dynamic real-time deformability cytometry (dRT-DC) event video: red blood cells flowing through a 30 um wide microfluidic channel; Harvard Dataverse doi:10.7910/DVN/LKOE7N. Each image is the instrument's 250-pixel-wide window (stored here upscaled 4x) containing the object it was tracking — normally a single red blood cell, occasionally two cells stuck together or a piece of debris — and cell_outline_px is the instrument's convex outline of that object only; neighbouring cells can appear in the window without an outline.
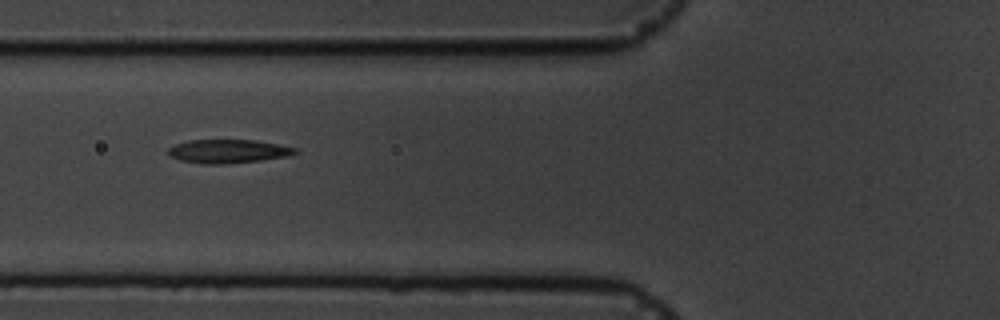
{"species": "common noctule bat (a hibernating species)", "species_latin": "Nyctalus noctula", "temperature_condition": "cold", "stored_images_in_passage": 7, "camera_frame_rate_fps": 3000, "um_per_image_px": 0.085, "animal": {"sex": "male", "body_mass_g": 19.5, "forearm_length_mm": 54.6}, "frame": {"image": 1, "passage_image": 6, "time_ms": 6.667, "image_size_px": [1000, 320], "cell_outline_px": [[300, 152], [288, 156], [260, 160], [224, 164], [204, 164], [180, 160], [168, 156], [168, 148], [176, 144], [188, 140], [256, 140], [280, 144], [296, 148]], "centroid_in_image_um": [19.4, 12.85], "position_along_channel_um": 106.4, "area_um2": 17.57}}
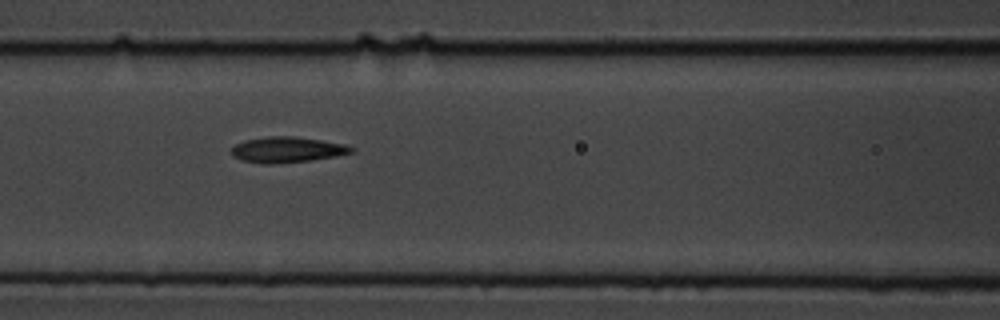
{"frame": {"image": 2, "passage_image": 7, "time_ms": 7.667, "image_size_px": [1000, 320], "cell_outline_px": [[356, 152], [336, 156], [312, 160], [276, 164], [264, 164], [240, 160], [232, 156], [232, 148], [236, 144], [244, 140], [268, 136], [296, 136], [344, 144], [356, 148]], "centroid_in_image_um": [24.42, 12.73], "position_along_channel_um": 142.2, "area_um2": 18.15}}